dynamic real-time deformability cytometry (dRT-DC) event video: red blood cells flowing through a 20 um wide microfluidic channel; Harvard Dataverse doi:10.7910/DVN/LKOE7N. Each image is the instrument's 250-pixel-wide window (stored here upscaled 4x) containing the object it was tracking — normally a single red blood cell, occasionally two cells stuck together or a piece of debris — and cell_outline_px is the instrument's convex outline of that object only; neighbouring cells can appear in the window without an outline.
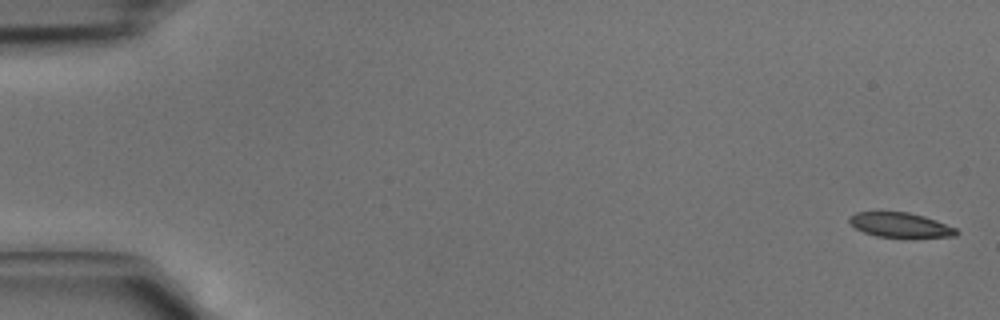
{"species": "common noctule bat (a hibernating species)", "species_latin": "Nyctalus noctula", "temperature_condition": "cold", "stored_images_in_passage": 43, "camera_frame_rate_fps": 3000, "um_per_image_px": 0.085, "animal": {"sex": "male", "body_mass_g": 15.6}, "frame": {"image": 1, "passage_image": 1, "time_ms": 0.0, "image_size_px": [1000, 320], "cell_outline_px": [[960, 232], [956, 236], [876, 236], [864, 232], [856, 228], [848, 220], [848, 216], [856, 212], [908, 212], [924, 216], [936, 220], [956, 228]], "centroid_in_image_um": [76.51, 19.1], "position_along_channel_um": 8.5, "area_um2": 15.03}}
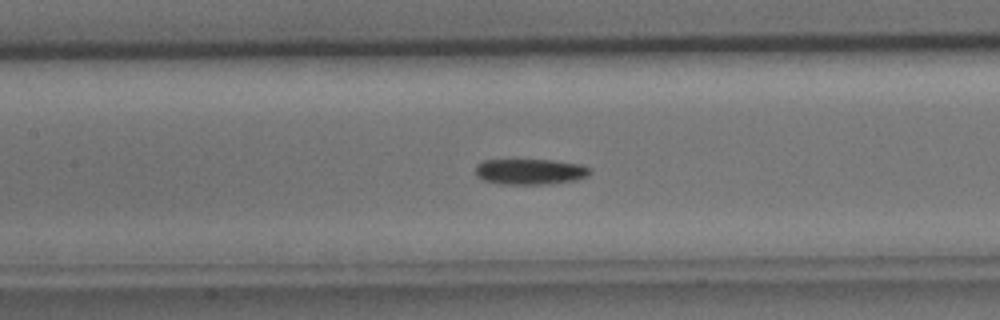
{"frame": {"image": 2, "passage_image": 20, "time_ms": 6.333, "image_size_px": [1000, 320], "cell_outline_px": [[592, 172], [588, 176], [572, 180], [548, 184], [504, 184], [484, 180], [476, 176], [476, 164], [484, 160], [552, 160], [580, 164], [592, 168]], "centroid_in_image_um": [45.07, 14.58], "position_along_channel_um": 162.3, "area_um2": 17.11}}
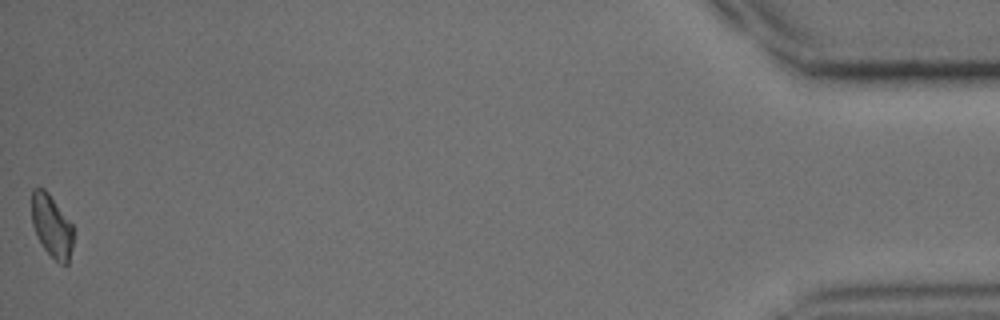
{"frame": {"image": 3, "passage_image": 43, "time_ms": 14.0, "image_size_px": [1000, 320], "cell_outline_px": [[72, 248], [68, 264], [60, 264], [44, 248], [36, 236], [32, 224], [32, 188], [44, 188], [48, 192], [72, 224]], "centroid_in_image_um": [4.38, 19.21], "position_along_channel_um": 430.8, "area_um2": 15.03}}